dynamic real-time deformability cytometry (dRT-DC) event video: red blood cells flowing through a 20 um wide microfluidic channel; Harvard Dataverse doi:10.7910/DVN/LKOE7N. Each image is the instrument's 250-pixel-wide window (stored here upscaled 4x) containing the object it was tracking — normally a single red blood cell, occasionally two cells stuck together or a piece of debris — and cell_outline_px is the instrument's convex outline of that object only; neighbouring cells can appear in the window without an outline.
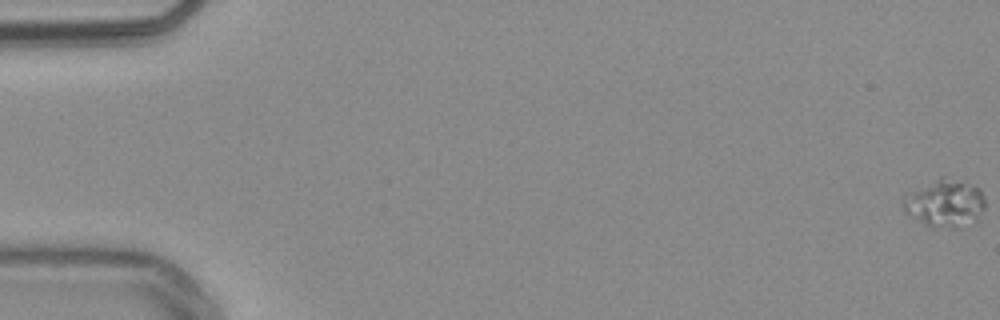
{"species": "common noctule bat (a hibernating species)", "species_latin": "Nyctalus noctula", "temperature_condition": "warm", "stored_images_in_passage": 55, "camera_frame_rate_fps": 3000, "um_per_image_px": 0.085, "animal": {"sex": "male", "body_mass_g": 20.4}, "frame": {"image": 1, "passage_image": 1, "time_ms": 0.0, "image_size_px": [1000, 320], "cell_outline_px": [[984, 208], [976, 220], [960, 228], [936, 228], [904, 212], [904, 200], [912, 192], [940, 176], [944, 176], [980, 188], [984, 196]], "centroid_in_image_um": [80.38, 17.29], "position_along_channel_um": 4.6, "area_um2": 22.14}}
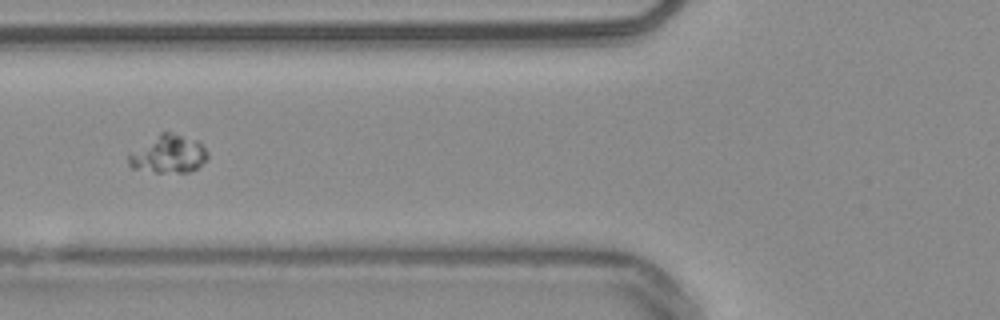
{"frame": {"image": 2, "passage_image": 23, "time_ms": 7.333, "image_size_px": [1000, 320], "cell_outline_px": [[208, 156], [196, 168], [188, 172], [156, 172], [132, 168], [128, 164], [128, 152], [160, 132], [168, 132], [196, 140], [208, 152]], "centroid_in_image_um": [14.25, 13.1], "position_along_channel_um": 111.6, "area_um2": 17.28}}
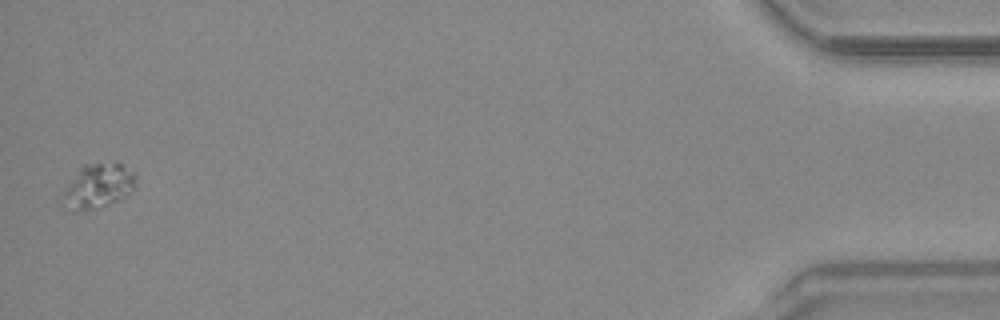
{"frame": {"image": 3, "passage_image": 55, "time_ms": 18.0, "image_size_px": [1000, 320], "cell_outline_px": [[136, 180], [132, 188], [128, 192], [116, 200], [96, 208], [80, 212], [72, 212], [64, 208], [56, 200], [64, 188], [80, 168], [84, 164], [116, 160], [132, 172], [136, 176]], "centroid_in_image_um": [8.2, 15.82], "position_along_channel_um": 427.0, "area_um2": 19.48}}